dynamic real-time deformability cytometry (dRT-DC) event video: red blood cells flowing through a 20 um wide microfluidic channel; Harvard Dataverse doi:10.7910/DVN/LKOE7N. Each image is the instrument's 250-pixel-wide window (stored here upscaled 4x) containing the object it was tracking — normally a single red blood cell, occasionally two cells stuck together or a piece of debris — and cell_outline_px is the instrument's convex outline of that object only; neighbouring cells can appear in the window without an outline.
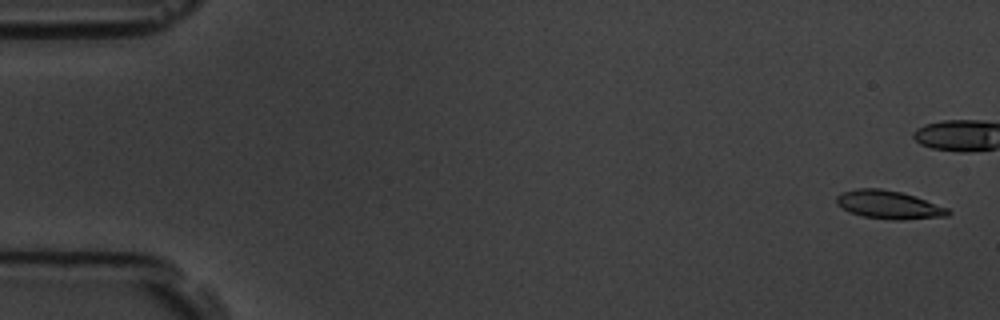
{"species": "common noctule bat (a hibernating species)", "species_latin": "Nyctalus noctula", "temperature_condition": "room temperature", "stored_images_in_passage": 9, "camera_frame_rate_fps": 3000, "um_per_image_px": 0.085, "animal": {"sex": "male", "body_mass_g": 19.5, "forearm_length_mm": 54.6}, "frame": {"image": 1, "passage_image": 1, "time_ms": 0.0, "image_size_px": [1000, 320], "cell_outline_px": [[952, 212], [948, 216], [900, 220], [892, 220], [864, 216], [852, 212], [836, 204], [836, 196], [840, 192], [856, 188], [880, 188], [900, 192], [916, 196], [948, 208]], "centroid_in_image_um": [75.56, 17.39], "position_along_channel_um": 9.4, "area_um2": 18.38}}
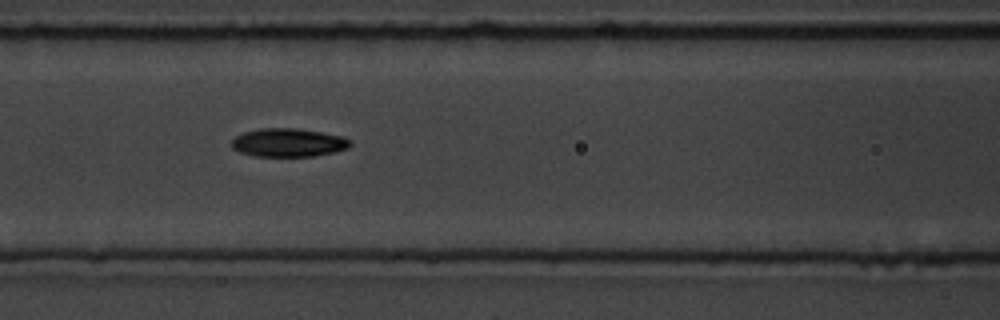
{"frame": {"image": 2, "passage_image": 8, "time_ms": 8.667, "image_size_px": [1000, 320], "cell_outline_px": [[352, 144], [348, 148], [336, 152], [312, 156], [256, 156], [240, 152], [232, 148], [232, 140], [236, 136], [244, 132], [260, 128], [296, 128], [344, 136]], "centroid_in_image_um": [24.52, 12.12], "position_along_channel_um": 142.1, "area_um2": 19.59}}
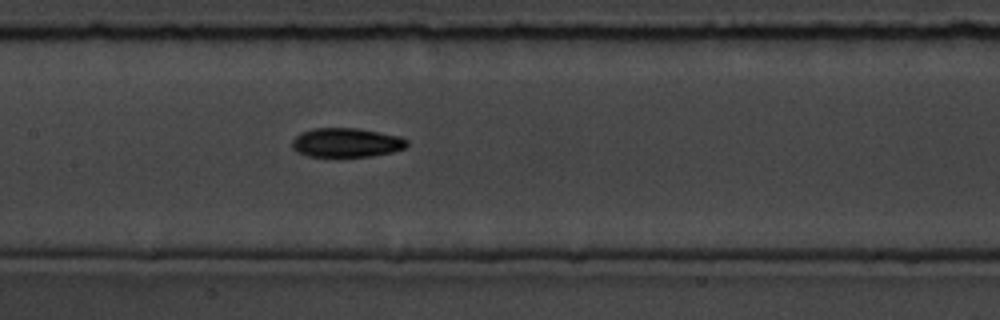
{"frame": {"image": 3, "passage_image": 9, "time_ms": 9.667, "image_size_px": [1000, 320], "cell_outline_px": [[408, 144], [404, 148], [392, 152], [372, 156], [308, 156], [296, 152], [292, 148], [292, 140], [300, 132], [312, 128], [356, 128], [400, 136], [408, 140]], "centroid_in_image_um": [29.42, 12.11], "position_along_channel_um": 178.0, "area_um2": 19.54}}